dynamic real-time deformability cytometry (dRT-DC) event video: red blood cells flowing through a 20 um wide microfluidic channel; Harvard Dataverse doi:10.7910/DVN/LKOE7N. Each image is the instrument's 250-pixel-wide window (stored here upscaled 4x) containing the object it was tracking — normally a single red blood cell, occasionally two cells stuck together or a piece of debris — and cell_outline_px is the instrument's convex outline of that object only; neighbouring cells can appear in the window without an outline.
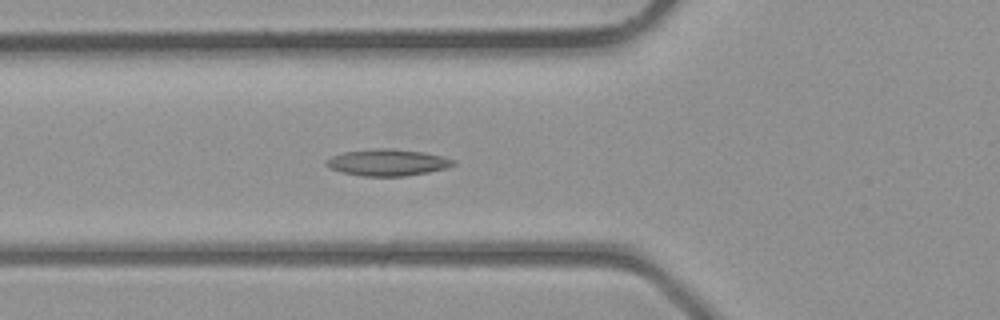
{"species": "common noctule bat (a hibernating species)", "species_latin": "Nyctalus noctula", "temperature_condition": "room temperature", "stored_images_in_passage": 37, "camera_frame_rate_fps": 3000, "um_per_image_px": 0.085, "animal": {"sex": "male", "body_mass_g": 23.1, "forearm_length_mm": 52.7}, "frame": {"image": 1, "passage_image": 11, "time_ms": 3.333, "image_size_px": [1000, 320], "cell_outline_px": [[456, 164], [444, 168], [428, 172], [404, 176], [364, 176], [344, 172], [332, 168], [324, 164], [332, 156], [344, 152], [372, 148], [392, 148], [424, 152], [444, 156], [456, 160]], "centroid_in_image_um": [32.99, 13.79], "position_along_channel_um": 92.8, "area_um2": 19.59}}
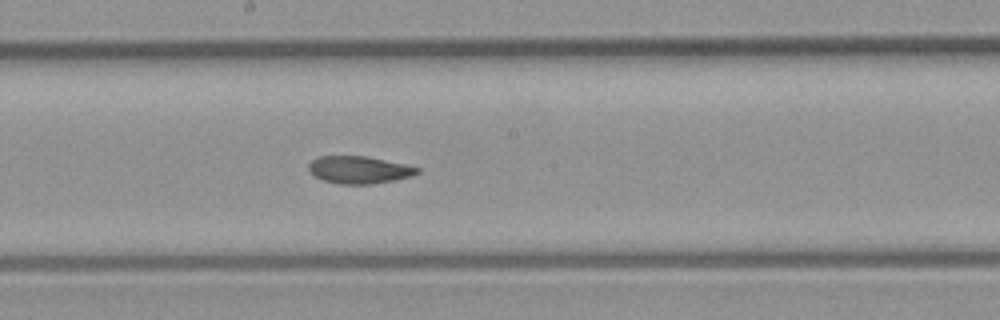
{"frame": {"image": 2, "passage_image": 18, "time_ms": 5.667, "image_size_px": [1000, 320], "cell_outline_px": [[420, 172], [412, 176], [396, 180], [372, 184], [340, 184], [324, 180], [316, 176], [308, 168], [308, 164], [316, 156], [368, 156], [404, 164], [420, 168]], "centroid_in_image_um": [30.55, 14.43], "position_along_channel_um": 217.7, "area_um2": 17.34}}
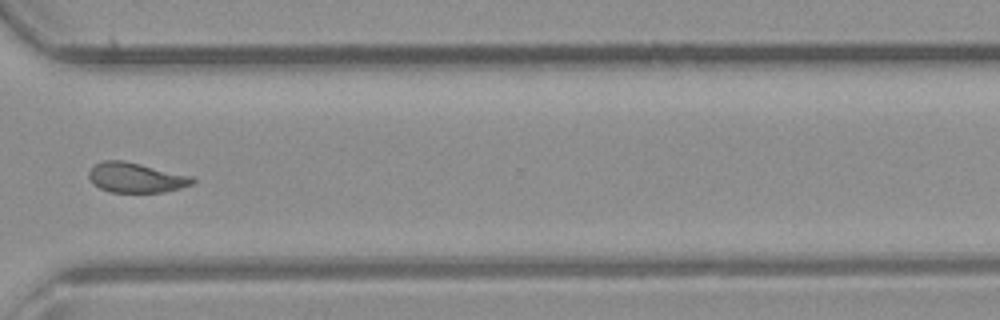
{"frame": {"image": 3, "passage_image": 26, "time_ms": 8.333, "image_size_px": [1000, 320], "cell_outline_px": [[196, 180], [192, 184], [180, 188], [164, 192], [112, 192], [100, 188], [92, 184], [88, 176], [88, 172], [96, 164], [104, 160], [124, 160], [192, 176]], "centroid_in_image_um": [11.55, 15.1], "position_along_channel_um": 359.1, "area_um2": 18.03}}